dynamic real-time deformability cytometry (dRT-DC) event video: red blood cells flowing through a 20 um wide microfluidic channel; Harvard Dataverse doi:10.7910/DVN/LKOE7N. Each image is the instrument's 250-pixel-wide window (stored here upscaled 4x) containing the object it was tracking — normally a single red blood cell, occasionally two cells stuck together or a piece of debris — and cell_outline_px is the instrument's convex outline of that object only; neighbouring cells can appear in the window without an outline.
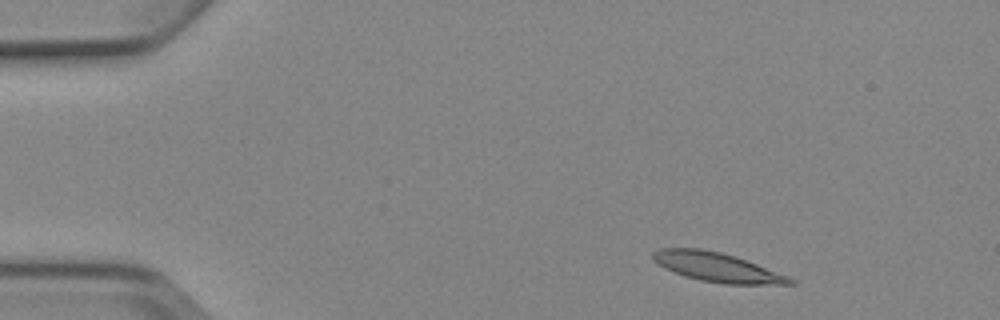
{"species": "Egyptian fruit bat (a non-hibernating species)", "species_latin": "Rousettus aegyptiacus", "temperature_condition": "cold", "stored_images_in_passage": 4, "camera_frame_rate_fps": 3000, "um_per_image_px": 0.085, "animal": {"sex": "female"}, "frame": {"image": 1, "passage_image": 2, "time_ms": 1.0, "image_size_px": [1000, 320], "cell_outline_px": [[796, 284], [724, 284], [700, 280], [684, 276], [664, 268], [652, 260], [652, 252], [660, 248], [700, 248], [720, 252], [756, 264], [788, 276], [796, 280]], "centroid_in_image_um": [60.91, 22.71], "position_along_channel_um": 24.1, "area_um2": 23.12}}